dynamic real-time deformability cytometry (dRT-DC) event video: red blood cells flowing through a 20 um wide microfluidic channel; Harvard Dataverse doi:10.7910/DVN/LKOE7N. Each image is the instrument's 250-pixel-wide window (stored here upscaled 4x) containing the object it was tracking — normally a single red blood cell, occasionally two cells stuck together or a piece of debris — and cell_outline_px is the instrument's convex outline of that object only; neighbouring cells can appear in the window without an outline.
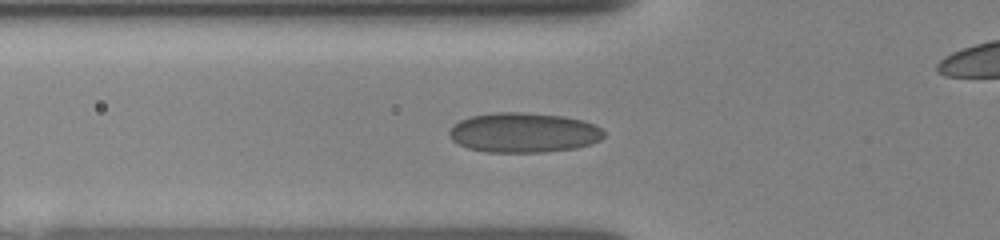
{"species": "human", "species_latin": "Homo sapiens", "temperature_condition": "room temperature", "stored_images_in_passage": 19, "camera_frame_rate_fps": 3000, "um_per_image_px": 0.085, "donor": {"sex": "female"}, "frame": {"image": 1, "passage_image": 3, "time_ms": 0.333, "image_size_px": [1000, 240], "cell_outline_px": [[604, 136], [600, 140], [576, 148], [544, 152], [484, 152], [468, 148], [452, 140], [448, 132], [460, 120], [472, 116], [496, 112], [520, 112], [564, 116], [584, 120], [600, 128], [604, 132]], "centroid_in_image_um": [44.52, 11.27], "position_along_channel_um": 81.3, "area_um2": 35.72}}
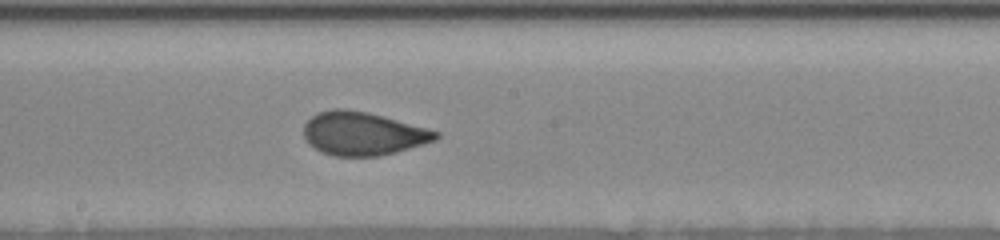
{"frame": {"image": 2, "passage_image": 13, "time_ms": 3.667, "image_size_px": [1000, 240], "cell_outline_px": [[440, 136], [436, 140], [396, 152], [380, 156], [332, 156], [308, 144], [304, 136], [304, 124], [312, 116], [320, 112], [332, 108], [344, 108], [384, 116], [440, 132]], "centroid_in_image_um": [30.84, 11.36], "position_along_channel_um": 217.4, "area_um2": 33.18}}
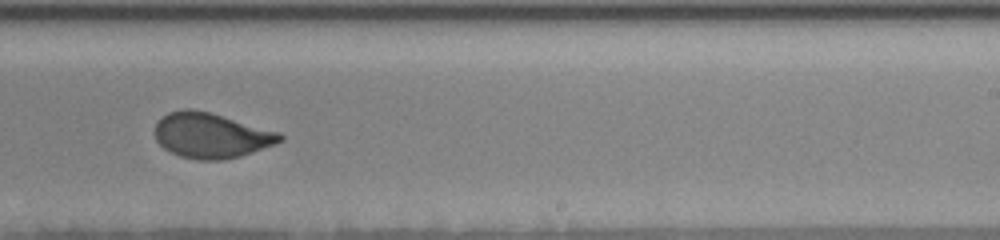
{"frame": {"image": 3, "passage_image": 17, "time_ms": 5.0, "image_size_px": [1000, 240], "cell_outline_px": [[284, 140], [276, 144], [240, 156], [224, 160], [200, 160], [180, 156], [164, 148], [156, 140], [156, 124], [160, 116], [168, 112], [184, 108], [192, 108], [208, 112], [280, 132], [284, 136]], "centroid_in_image_um": [17.95, 11.51], "position_along_channel_um": 271.1, "area_um2": 32.89}}